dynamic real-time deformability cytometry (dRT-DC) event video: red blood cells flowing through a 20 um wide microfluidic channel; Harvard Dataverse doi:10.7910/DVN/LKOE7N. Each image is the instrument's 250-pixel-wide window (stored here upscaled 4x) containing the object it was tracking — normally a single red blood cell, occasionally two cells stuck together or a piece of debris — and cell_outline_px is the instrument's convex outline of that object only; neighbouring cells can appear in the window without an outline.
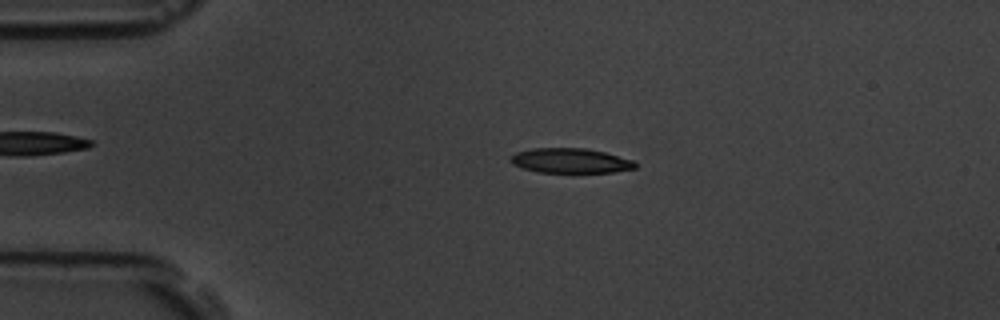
{"species": "common noctule bat (a hibernating species)", "species_latin": "Nyctalus noctula", "temperature_condition": "room temperature", "stored_images_in_passage": 14, "camera_frame_rate_fps": 3000, "um_per_image_px": 0.085, "animal": {"sex": "male", "body_mass_g": 19.5, "forearm_length_mm": 54.6}, "frame": {"image": 1, "passage_image": 3, "time_ms": 2.333, "image_size_px": [1000, 320], "cell_outline_px": [[636, 168], [612, 172], [572, 176], [536, 172], [512, 164], [508, 160], [516, 152], [532, 148], [584, 148], [604, 152], [632, 160], [636, 164]], "centroid_in_image_um": [48.46, 13.72], "position_along_channel_um": 36.5, "area_um2": 18.96}}
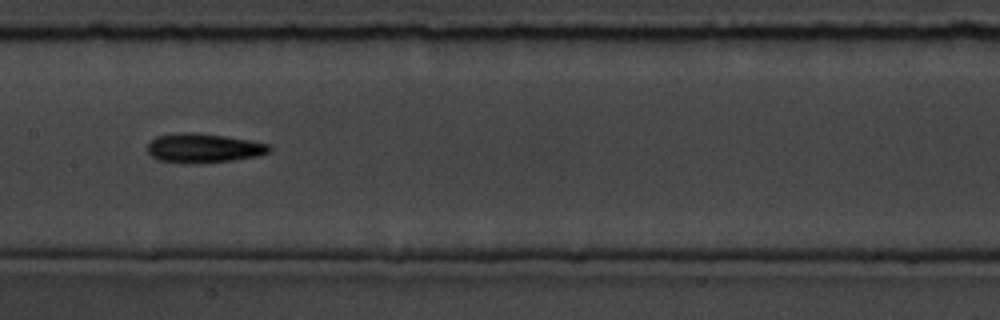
{"frame": {"image": 2, "passage_image": 7, "time_ms": 7.667, "image_size_px": [1000, 320], "cell_outline_px": [[272, 148], [268, 152], [256, 156], [232, 160], [192, 164], [184, 164], [160, 160], [152, 156], [148, 152], [148, 144], [156, 136], [180, 132], [196, 132], [224, 136], [248, 140], [268, 144]], "centroid_in_image_um": [17.26, 12.59], "position_along_channel_um": 190.1, "area_um2": 20.69}}
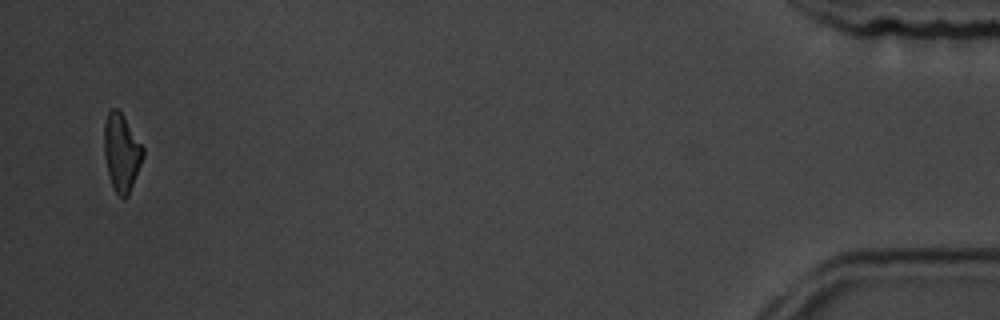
{"frame": {"image": 3, "passage_image": 14, "time_ms": 16.667, "image_size_px": [1000, 320], "cell_outline_px": [[144, 156], [128, 196], [124, 200], [112, 188], [104, 156], [104, 124], [108, 112], [112, 108], [116, 108], [124, 116], [144, 148]], "centroid_in_image_um": [10.33, 12.97], "position_along_channel_um": 424.9, "area_um2": 17.57}, "authors_computed_cell_mechanics": {"area_um2": 19.1029, "velocity_mm_per_s": 3.5852, "shape_relaxation_time_tau1_ms": 3.8802, "shape_relaxation_time_tau2_ms": null, "deformation_change_tau1": 0.1488, "deformation_change_tau2": null}}